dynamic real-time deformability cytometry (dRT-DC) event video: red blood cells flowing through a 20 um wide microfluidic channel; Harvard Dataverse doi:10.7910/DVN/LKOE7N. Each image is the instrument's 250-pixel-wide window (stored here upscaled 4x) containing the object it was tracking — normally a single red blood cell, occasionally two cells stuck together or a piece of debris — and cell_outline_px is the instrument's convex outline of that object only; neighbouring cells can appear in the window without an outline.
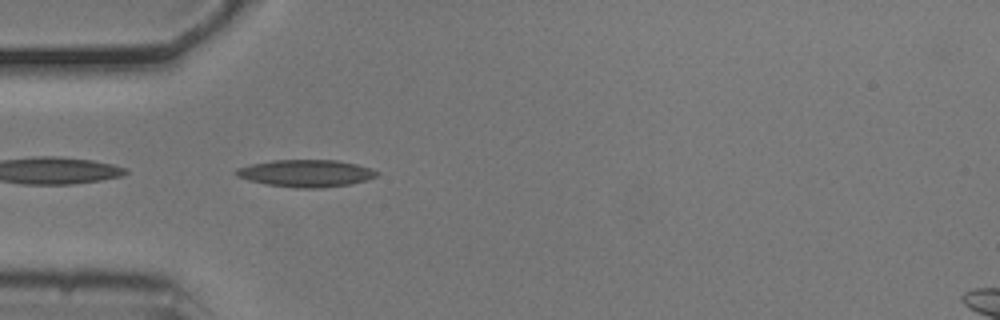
{"species": "common noctule bat (a hibernating species)", "species_latin": "Nyctalus noctula", "temperature_condition": "cold", "stored_images_in_passage": 39, "camera_frame_rate_fps": 3000, "um_per_image_px": 0.085, "animal": {"sex": "male", "body_mass_g": 20.5, "forearm_length_mm": 52.5}, "frame": {"image": 1, "passage_image": 1, "time_ms": 0.0, "image_size_px": [1000, 320], "cell_outline_px": [[380, 172], [376, 176], [352, 184], [324, 188], [296, 188], [264, 184], [248, 180], [236, 176], [236, 168], [252, 164], [272, 160], [336, 160], [356, 164], [372, 168]], "centroid_in_image_um": [26.01, 14.73], "position_along_channel_um": 59.0, "area_um2": 22.37}}
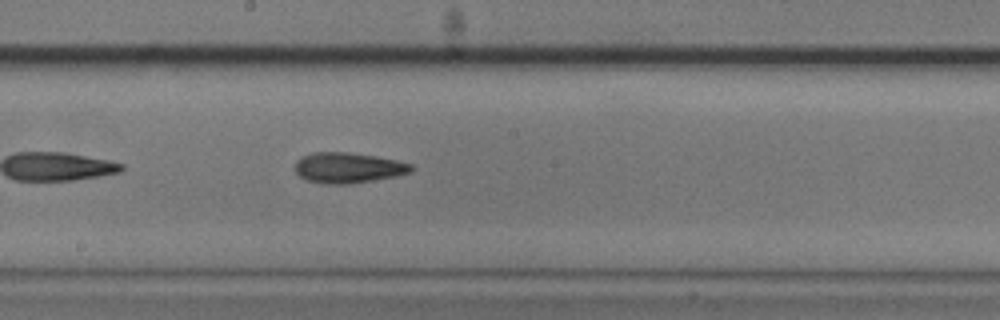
{"frame": {"image": 2, "passage_image": 14, "time_ms": 4.333, "image_size_px": [1000, 320], "cell_outline_px": [[416, 168], [408, 172], [396, 176], [348, 184], [324, 184], [308, 180], [300, 176], [296, 172], [296, 160], [312, 152], [348, 152], [376, 156], [396, 160], [412, 164]], "centroid_in_image_um": [29.6, 14.25], "position_along_channel_um": 218.6, "area_um2": 20.52}}
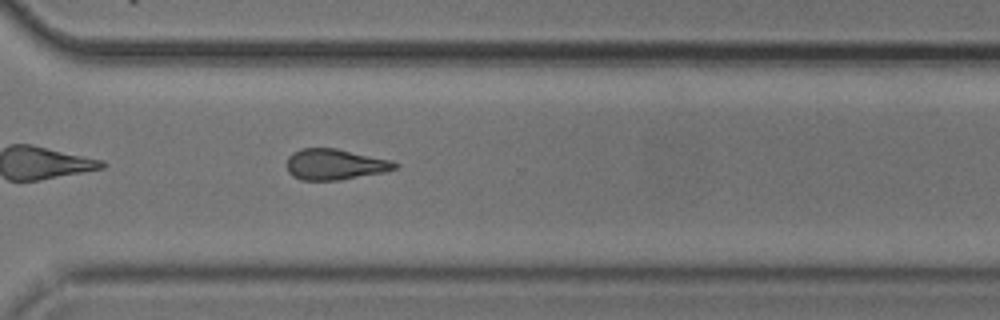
{"frame": {"image": 3, "passage_image": 24, "time_ms": 7.667, "image_size_px": [1000, 320], "cell_outline_px": [[400, 164], [396, 168], [384, 172], [340, 180], [300, 180], [292, 176], [288, 172], [288, 156], [292, 152], [300, 148], [336, 148], [392, 160]], "centroid_in_image_um": [28.47, 13.97], "position_along_channel_um": 342.1, "area_um2": 19.54}, "authors_computed_cell_mechanics": {"area_um2": 19.4208, "velocity_mm_per_s": 3.7255, "shape_relaxation_time_tau1_ms": 5.7117, "shape_relaxation_time_tau2_ms": 6.7611, "deformation_change_tau1": 0.1558, "deformation_change_tau2": 0.1801}}